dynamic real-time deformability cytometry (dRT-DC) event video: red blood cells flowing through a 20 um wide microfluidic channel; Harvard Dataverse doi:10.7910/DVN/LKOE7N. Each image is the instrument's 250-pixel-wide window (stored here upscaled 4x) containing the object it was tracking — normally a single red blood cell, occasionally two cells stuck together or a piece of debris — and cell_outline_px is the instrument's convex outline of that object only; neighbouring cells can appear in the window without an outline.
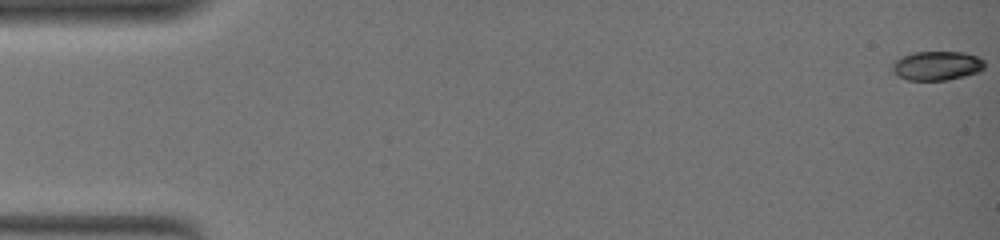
{"species": "common noctule bat (a hibernating species)", "species_latin": "Nyctalus noctula", "temperature_condition": "warm", "stored_images_in_passage": 8, "camera_frame_rate_fps": 3000, "um_per_image_px": 0.085, "animal": {"sex": "female", "body_mass_g": 19.0, "forearm_length_mm": 51.5}, "frame": {"image": 1, "passage_image": 1, "time_ms": 0.0, "image_size_px": [1000, 240], "cell_outline_px": [[984, 68], [980, 72], [948, 80], [908, 80], [900, 76], [892, 68], [892, 64], [900, 56], [912, 52], [964, 52], [976, 56], [984, 60]], "centroid_in_image_um": [79.66, 5.58], "position_along_channel_um": 5.3, "area_um2": 15.66}}
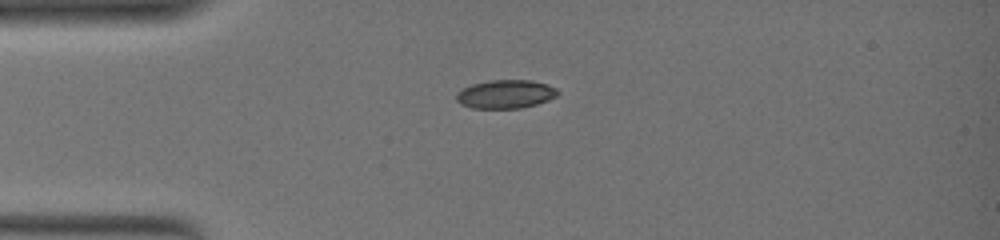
{"frame": {"image": 2, "passage_image": 7, "time_ms": 6.333, "image_size_px": [1000, 240], "cell_outline_px": [[560, 92], [556, 96], [548, 100], [536, 104], [520, 108], [472, 108], [460, 104], [456, 100], [456, 92], [472, 84], [488, 80], [532, 80], [548, 84], [556, 88]], "centroid_in_image_um": [42.97, 7.99], "position_along_channel_um": 42.0, "area_um2": 16.94}}